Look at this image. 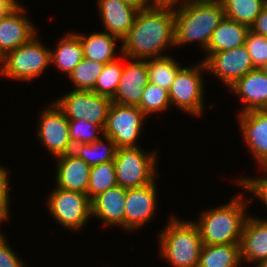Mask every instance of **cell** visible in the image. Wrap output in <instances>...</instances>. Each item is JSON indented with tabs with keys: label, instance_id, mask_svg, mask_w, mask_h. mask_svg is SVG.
Masks as SVG:
<instances>
[{
	"label": "cell",
	"instance_id": "6da1fadb",
	"mask_svg": "<svg viewBox=\"0 0 267 267\" xmlns=\"http://www.w3.org/2000/svg\"><path fill=\"white\" fill-rule=\"evenodd\" d=\"M174 11L162 7L139 11L134 25L122 39L121 55L141 60L163 57L160 51L169 44L175 45Z\"/></svg>",
	"mask_w": 267,
	"mask_h": 267
},
{
	"label": "cell",
	"instance_id": "7a4b0ae2",
	"mask_svg": "<svg viewBox=\"0 0 267 267\" xmlns=\"http://www.w3.org/2000/svg\"><path fill=\"white\" fill-rule=\"evenodd\" d=\"M183 2L174 11L175 45L198 40L206 50L213 31L224 17L222 2Z\"/></svg>",
	"mask_w": 267,
	"mask_h": 267
},
{
	"label": "cell",
	"instance_id": "3957f363",
	"mask_svg": "<svg viewBox=\"0 0 267 267\" xmlns=\"http://www.w3.org/2000/svg\"><path fill=\"white\" fill-rule=\"evenodd\" d=\"M242 200V195H237L227 205L206 211L195 222L203 244L240 243L247 216L244 212L247 203Z\"/></svg>",
	"mask_w": 267,
	"mask_h": 267
},
{
	"label": "cell",
	"instance_id": "277c9868",
	"mask_svg": "<svg viewBox=\"0 0 267 267\" xmlns=\"http://www.w3.org/2000/svg\"><path fill=\"white\" fill-rule=\"evenodd\" d=\"M168 224L159 237L161 255L174 267H198L203 243L195 222L173 218Z\"/></svg>",
	"mask_w": 267,
	"mask_h": 267
},
{
	"label": "cell",
	"instance_id": "5b68a950",
	"mask_svg": "<svg viewBox=\"0 0 267 267\" xmlns=\"http://www.w3.org/2000/svg\"><path fill=\"white\" fill-rule=\"evenodd\" d=\"M0 74L24 81L38 76L51 64V51L40 44L34 36L28 43L1 58Z\"/></svg>",
	"mask_w": 267,
	"mask_h": 267
},
{
	"label": "cell",
	"instance_id": "8992f818",
	"mask_svg": "<svg viewBox=\"0 0 267 267\" xmlns=\"http://www.w3.org/2000/svg\"><path fill=\"white\" fill-rule=\"evenodd\" d=\"M155 154L146 155L139 147L117 148L113 161L117 184L128 189L155 181Z\"/></svg>",
	"mask_w": 267,
	"mask_h": 267
},
{
	"label": "cell",
	"instance_id": "52a82bcc",
	"mask_svg": "<svg viewBox=\"0 0 267 267\" xmlns=\"http://www.w3.org/2000/svg\"><path fill=\"white\" fill-rule=\"evenodd\" d=\"M68 120H86L103 130L112 99L93 91L73 90L54 102Z\"/></svg>",
	"mask_w": 267,
	"mask_h": 267
},
{
	"label": "cell",
	"instance_id": "ba28073f",
	"mask_svg": "<svg viewBox=\"0 0 267 267\" xmlns=\"http://www.w3.org/2000/svg\"><path fill=\"white\" fill-rule=\"evenodd\" d=\"M146 115L137 106L111 103L103 136L111 138L117 148L138 147L134 143Z\"/></svg>",
	"mask_w": 267,
	"mask_h": 267
},
{
	"label": "cell",
	"instance_id": "9c48e42d",
	"mask_svg": "<svg viewBox=\"0 0 267 267\" xmlns=\"http://www.w3.org/2000/svg\"><path fill=\"white\" fill-rule=\"evenodd\" d=\"M205 69L204 61L196 67L180 68L168 90L170 104L185 112L200 115L203 110V80L199 69Z\"/></svg>",
	"mask_w": 267,
	"mask_h": 267
},
{
	"label": "cell",
	"instance_id": "30bf717a",
	"mask_svg": "<svg viewBox=\"0 0 267 267\" xmlns=\"http://www.w3.org/2000/svg\"><path fill=\"white\" fill-rule=\"evenodd\" d=\"M52 216L63 227L78 229L91 215V200L87 194L55 188L47 202Z\"/></svg>",
	"mask_w": 267,
	"mask_h": 267
},
{
	"label": "cell",
	"instance_id": "8fae6325",
	"mask_svg": "<svg viewBox=\"0 0 267 267\" xmlns=\"http://www.w3.org/2000/svg\"><path fill=\"white\" fill-rule=\"evenodd\" d=\"M41 117L38 135L47 149L55 157L71 153L73 143L70 138L69 120L65 114L54 103L51 108L43 111Z\"/></svg>",
	"mask_w": 267,
	"mask_h": 267
},
{
	"label": "cell",
	"instance_id": "7c38bea8",
	"mask_svg": "<svg viewBox=\"0 0 267 267\" xmlns=\"http://www.w3.org/2000/svg\"><path fill=\"white\" fill-rule=\"evenodd\" d=\"M204 63L207 70L219 76L229 87L255 69L245 45L212 53Z\"/></svg>",
	"mask_w": 267,
	"mask_h": 267
},
{
	"label": "cell",
	"instance_id": "4fadbf2b",
	"mask_svg": "<svg viewBox=\"0 0 267 267\" xmlns=\"http://www.w3.org/2000/svg\"><path fill=\"white\" fill-rule=\"evenodd\" d=\"M24 12V8L18 5L8 14L0 16V60L36 36L32 23L23 17Z\"/></svg>",
	"mask_w": 267,
	"mask_h": 267
},
{
	"label": "cell",
	"instance_id": "5bb4252c",
	"mask_svg": "<svg viewBox=\"0 0 267 267\" xmlns=\"http://www.w3.org/2000/svg\"><path fill=\"white\" fill-rule=\"evenodd\" d=\"M148 82L146 59H135L129 65H124L112 102L119 105L138 107L144 93V87Z\"/></svg>",
	"mask_w": 267,
	"mask_h": 267
},
{
	"label": "cell",
	"instance_id": "9a60e30c",
	"mask_svg": "<svg viewBox=\"0 0 267 267\" xmlns=\"http://www.w3.org/2000/svg\"><path fill=\"white\" fill-rule=\"evenodd\" d=\"M156 195L154 181L148 185L126 189L125 229L138 228L152 217Z\"/></svg>",
	"mask_w": 267,
	"mask_h": 267
},
{
	"label": "cell",
	"instance_id": "2e32d148",
	"mask_svg": "<svg viewBox=\"0 0 267 267\" xmlns=\"http://www.w3.org/2000/svg\"><path fill=\"white\" fill-rule=\"evenodd\" d=\"M239 117L245 142L260 166L267 169V110L241 112Z\"/></svg>",
	"mask_w": 267,
	"mask_h": 267
},
{
	"label": "cell",
	"instance_id": "e0dca14e",
	"mask_svg": "<svg viewBox=\"0 0 267 267\" xmlns=\"http://www.w3.org/2000/svg\"><path fill=\"white\" fill-rule=\"evenodd\" d=\"M230 88L246 103L243 112L267 110V74L261 68L251 70Z\"/></svg>",
	"mask_w": 267,
	"mask_h": 267
},
{
	"label": "cell",
	"instance_id": "ac0fdd59",
	"mask_svg": "<svg viewBox=\"0 0 267 267\" xmlns=\"http://www.w3.org/2000/svg\"><path fill=\"white\" fill-rule=\"evenodd\" d=\"M98 6L105 32L122 40L134 25L139 11L122 0H99Z\"/></svg>",
	"mask_w": 267,
	"mask_h": 267
},
{
	"label": "cell",
	"instance_id": "d6986e66",
	"mask_svg": "<svg viewBox=\"0 0 267 267\" xmlns=\"http://www.w3.org/2000/svg\"><path fill=\"white\" fill-rule=\"evenodd\" d=\"M57 188L87 194L91 167L75 154L57 157Z\"/></svg>",
	"mask_w": 267,
	"mask_h": 267
},
{
	"label": "cell",
	"instance_id": "ffe728a7",
	"mask_svg": "<svg viewBox=\"0 0 267 267\" xmlns=\"http://www.w3.org/2000/svg\"><path fill=\"white\" fill-rule=\"evenodd\" d=\"M240 258L257 261L259 265L267 259V221L246 218L240 240Z\"/></svg>",
	"mask_w": 267,
	"mask_h": 267
},
{
	"label": "cell",
	"instance_id": "44dd1931",
	"mask_svg": "<svg viewBox=\"0 0 267 267\" xmlns=\"http://www.w3.org/2000/svg\"><path fill=\"white\" fill-rule=\"evenodd\" d=\"M125 197L126 188L119 185L99 193L91 200V215L125 228Z\"/></svg>",
	"mask_w": 267,
	"mask_h": 267
},
{
	"label": "cell",
	"instance_id": "7402d4cb",
	"mask_svg": "<svg viewBox=\"0 0 267 267\" xmlns=\"http://www.w3.org/2000/svg\"><path fill=\"white\" fill-rule=\"evenodd\" d=\"M250 28L237 21L223 17L218 27L213 31L210 42L206 48L208 57L212 53L237 48L245 45V40Z\"/></svg>",
	"mask_w": 267,
	"mask_h": 267
},
{
	"label": "cell",
	"instance_id": "603a6c76",
	"mask_svg": "<svg viewBox=\"0 0 267 267\" xmlns=\"http://www.w3.org/2000/svg\"><path fill=\"white\" fill-rule=\"evenodd\" d=\"M82 43L84 57L103 64L116 60L115 47L118 37L107 32L94 33L90 36L76 34Z\"/></svg>",
	"mask_w": 267,
	"mask_h": 267
},
{
	"label": "cell",
	"instance_id": "cb8c5ba5",
	"mask_svg": "<svg viewBox=\"0 0 267 267\" xmlns=\"http://www.w3.org/2000/svg\"><path fill=\"white\" fill-rule=\"evenodd\" d=\"M240 262V243L203 244L198 267H238Z\"/></svg>",
	"mask_w": 267,
	"mask_h": 267
},
{
	"label": "cell",
	"instance_id": "d4e9b609",
	"mask_svg": "<svg viewBox=\"0 0 267 267\" xmlns=\"http://www.w3.org/2000/svg\"><path fill=\"white\" fill-rule=\"evenodd\" d=\"M84 58L83 47L76 33L66 35L60 40L57 49L51 51V63L70 75L73 69Z\"/></svg>",
	"mask_w": 267,
	"mask_h": 267
},
{
	"label": "cell",
	"instance_id": "484cf974",
	"mask_svg": "<svg viewBox=\"0 0 267 267\" xmlns=\"http://www.w3.org/2000/svg\"><path fill=\"white\" fill-rule=\"evenodd\" d=\"M224 17L244 24L249 28L266 6L265 0H222Z\"/></svg>",
	"mask_w": 267,
	"mask_h": 267
},
{
	"label": "cell",
	"instance_id": "4316f807",
	"mask_svg": "<svg viewBox=\"0 0 267 267\" xmlns=\"http://www.w3.org/2000/svg\"><path fill=\"white\" fill-rule=\"evenodd\" d=\"M104 139L108 142V147L103 145L104 142L100 139L91 144H75L72 153L85 161L90 167L112 162L117 151L116 144L111 138L104 137Z\"/></svg>",
	"mask_w": 267,
	"mask_h": 267
},
{
	"label": "cell",
	"instance_id": "83f0119b",
	"mask_svg": "<svg viewBox=\"0 0 267 267\" xmlns=\"http://www.w3.org/2000/svg\"><path fill=\"white\" fill-rule=\"evenodd\" d=\"M149 82L166 89H170L174 78L181 68L178 63L169 56L146 60Z\"/></svg>",
	"mask_w": 267,
	"mask_h": 267
},
{
	"label": "cell",
	"instance_id": "f1b7e54d",
	"mask_svg": "<svg viewBox=\"0 0 267 267\" xmlns=\"http://www.w3.org/2000/svg\"><path fill=\"white\" fill-rule=\"evenodd\" d=\"M104 66L103 63L84 57L69 75L76 85L73 90L92 91Z\"/></svg>",
	"mask_w": 267,
	"mask_h": 267
},
{
	"label": "cell",
	"instance_id": "f546056e",
	"mask_svg": "<svg viewBox=\"0 0 267 267\" xmlns=\"http://www.w3.org/2000/svg\"><path fill=\"white\" fill-rule=\"evenodd\" d=\"M114 162H105L91 167L87 195L92 200L99 193L117 186Z\"/></svg>",
	"mask_w": 267,
	"mask_h": 267
},
{
	"label": "cell",
	"instance_id": "4dcf8cb0",
	"mask_svg": "<svg viewBox=\"0 0 267 267\" xmlns=\"http://www.w3.org/2000/svg\"><path fill=\"white\" fill-rule=\"evenodd\" d=\"M123 68L124 64L118 58L106 63L92 91L112 99L117 91Z\"/></svg>",
	"mask_w": 267,
	"mask_h": 267
},
{
	"label": "cell",
	"instance_id": "1f68e13d",
	"mask_svg": "<svg viewBox=\"0 0 267 267\" xmlns=\"http://www.w3.org/2000/svg\"><path fill=\"white\" fill-rule=\"evenodd\" d=\"M170 105L168 91L156 84L148 82L144 87L138 108L145 114L165 111Z\"/></svg>",
	"mask_w": 267,
	"mask_h": 267
},
{
	"label": "cell",
	"instance_id": "d6a6232c",
	"mask_svg": "<svg viewBox=\"0 0 267 267\" xmlns=\"http://www.w3.org/2000/svg\"><path fill=\"white\" fill-rule=\"evenodd\" d=\"M98 130L103 133V129L100 126L84 119L69 120V132L73 146L75 144H91L100 140L99 135L95 134Z\"/></svg>",
	"mask_w": 267,
	"mask_h": 267
},
{
	"label": "cell",
	"instance_id": "836d02e7",
	"mask_svg": "<svg viewBox=\"0 0 267 267\" xmlns=\"http://www.w3.org/2000/svg\"><path fill=\"white\" fill-rule=\"evenodd\" d=\"M255 68H261L267 61V37L249 30L245 40Z\"/></svg>",
	"mask_w": 267,
	"mask_h": 267
},
{
	"label": "cell",
	"instance_id": "e575fe53",
	"mask_svg": "<svg viewBox=\"0 0 267 267\" xmlns=\"http://www.w3.org/2000/svg\"><path fill=\"white\" fill-rule=\"evenodd\" d=\"M241 186L250 191V193H254L256 197L263 200L265 205L267 206V178L260 179H243L238 181Z\"/></svg>",
	"mask_w": 267,
	"mask_h": 267
},
{
	"label": "cell",
	"instance_id": "d590c367",
	"mask_svg": "<svg viewBox=\"0 0 267 267\" xmlns=\"http://www.w3.org/2000/svg\"><path fill=\"white\" fill-rule=\"evenodd\" d=\"M0 267H25L16 253L7 245L5 238L0 239Z\"/></svg>",
	"mask_w": 267,
	"mask_h": 267
},
{
	"label": "cell",
	"instance_id": "8d00e7d4",
	"mask_svg": "<svg viewBox=\"0 0 267 267\" xmlns=\"http://www.w3.org/2000/svg\"><path fill=\"white\" fill-rule=\"evenodd\" d=\"M250 30L259 35L267 37V6H265L257 16Z\"/></svg>",
	"mask_w": 267,
	"mask_h": 267
},
{
	"label": "cell",
	"instance_id": "74e56055",
	"mask_svg": "<svg viewBox=\"0 0 267 267\" xmlns=\"http://www.w3.org/2000/svg\"><path fill=\"white\" fill-rule=\"evenodd\" d=\"M8 177L5 169L0 166V205H8L9 203Z\"/></svg>",
	"mask_w": 267,
	"mask_h": 267
},
{
	"label": "cell",
	"instance_id": "f35d334b",
	"mask_svg": "<svg viewBox=\"0 0 267 267\" xmlns=\"http://www.w3.org/2000/svg\"><path fill=\"white\" fill-rule=\"evenodd\" d=\"M18 5L16 0H0V16L8 14Z\"/></svg>",
	"mask_w": 267,
	"mask_h": 267
},
{
	"label": "cell",
	"instance_id": "ab89813d",
	"mask_svg": "<svg viewBox=\"0 0 267 267\" xmlns=\"http://www.w3.org/2000/svg\"><path fill=\"white\" fill-rule=\"evenodd\" d=\"M122 1H124L126 4H128L130 6L134 7L138 11L146 10V9L152 7V5L149 3V2H151L150 0H122Z\"/></svg>",
	"mask_w": 267,
	"mask_h": 267
},
{
	"label": "cell",
	"instance_id": "60d3db41",
	"mask_svg": "<svg viewBox=\"0 0 267 267\" xmlns=\"http://www.w3.org/2000/svg\"><path fill=\"white\" fill-rule=\"evenodd\" d=\"M152 7L173 8L180 0H150Z\"/></svg>",
	"mask_w": 267,
	"mask_h": 267
},
{
	"label": "cell",
	"instance_id": "b9f144b4",
	"mask_svg": "<svg viewBox=\"0 0 267 267\" xmlns=\"http://www.w3.org/2000/svg\"><path fill=\"white\" fill-rule=\"evenodd\" d=\"M8 205H0V221H3L8 218ZM0 239H4V236L0 234Z\"/></svg>",
	"mask_w": 267,
	"mask_h": 267
},
{
	"label": "cell",
	"instance_id": "7bdbcfd3",
	"mask_svg": "<svg viewBox=\"0 0 267 267\" xmlns=\"http://www.w3.org/2000/svg\"><path fill=\"white\" fill-rule=\"evenodd\" d=\"M190 1H195V2H221L222 0H190Z\"/></svg>",
	"mask_w": 267,
	"mask_h": 267
},
{
	"label": "cell",
	"instance_id": "ee69618b",
	"mask_svg": "<svg viewBox=\"0 0 267 267\" xmlns=\"http://www.w3.org/2000/svg\"><path fill=\"white\" fill-rule=\"evenodd\" d=\"M257 267H267V259L262 261Z\"/></svg>",
	"mask_w": 267,
	"mask_h": 267
},
{
	"label": "cell",
	"instance_id": "f6af8a7d",
	"mask_svg": "<svg viewBox=\"0 0 267 267\" xmlns=\"http://www.w3.org/2000/svg\"><path fill=\"white\" fill-rule=\"evenodd\" d=\"M261 69L267 74V61H266V63L261 67Z\"/></svg>",
	"mask_w": 267,
	"mask_h": 267
}]
</instances>
